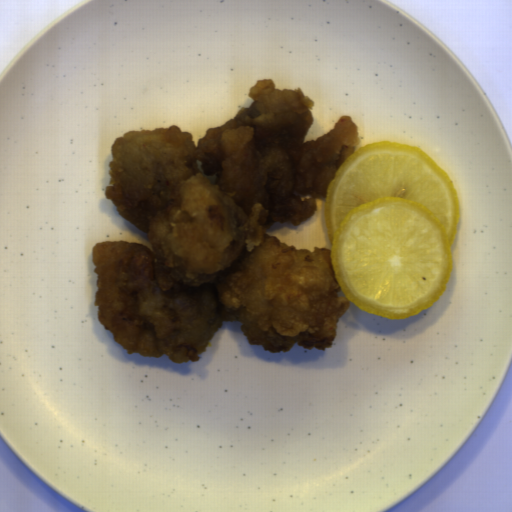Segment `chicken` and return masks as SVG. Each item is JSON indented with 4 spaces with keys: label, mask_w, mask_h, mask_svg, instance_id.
Segmentation results:
<instances>
[{
    "label": "chicken",
    "mask_w": 512,
    "mask_h": 512,
    "mask_svg": "<svg viewBox=\"0 0 512 512\" xmlns=\"http://www.w3.org/2000/svg\"><path fill=\"white\" fill-rule=\"evenodd\" d=\"M249 97L197 146L177 125L112 145L106 200L152 245L91 249L97 317L128 355L195 363L224 321L271 354L333 346L350 300L338 295L331 250L296 249L267 231L317 212L316 196H328L360 143L358 127L343 116L304 143L315 103L300 87L264 78Z\"/></svg>",
    "instance_id": "obj_1"
}]
</instances>
